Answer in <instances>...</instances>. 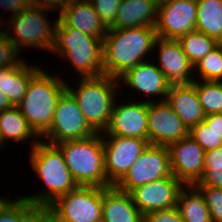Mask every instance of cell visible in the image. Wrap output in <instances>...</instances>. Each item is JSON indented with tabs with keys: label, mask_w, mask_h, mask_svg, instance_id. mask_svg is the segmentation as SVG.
<instances>
[{
	"label": "cell",
	"mask_w": 222,
	"mask_h": 222,
	"mask_svg": "<svg viewBox=\"0 0 222 222\" xmlns=\"http://www.w3.org/2000/svg\"><path fill=\"white\" fill-rule=\"evenodd\" d=\"M156 38L155 27L108 29L103 37L104 75L118 79L128 69L146 61L143 58L153 53Z\"/></svg>",
	"instance_id": "obj_1"
},
{
	"label": "cell",
	"mask_w": 222,
	"mask_h": 222,
	"mask_svg": "<svg viewBox=\"0 0 222 222\" xmlns=\"http://www.w3.org/2000/svg\"><path fill=\"white\" fill-rule=\"evenodd\" d=\"M68 1L69 0H32L35 6L52 8L54 11H58L57 9L60 10Z\"/></svg>",
	"instance_id": "obj_41"
},
{
	"label": "cell",
	"mask_w": 222,
	"mask_h": 222,
	"mask_svg": "<svg viewBox=\"0 0 222 222\" xmlns=\"http://www.w3.org/2000/svg\"><path fill=\"white\" fill-rule=\"evenodd\" d=\"M196 30L222 43V0H196Z\"/></svg>",
	"instance_id": "obj_26"
},
{
	"label": "cell",
	"mask_w": 222,
	"mask_h": 222,
	"mask_svg": "<svg viewBox=\"0 0 222 222\" xmlns=\"http://www.w3.org/2000/svg\"><path fill=\"white\" fill-rule=\"evenodd\" d=\"M188 60L195 66L220 43L205 33L194 30L178 39Z\"/></svg>",
	"instance_id": "obj_27"
},
{
	"label": "cell",
	"mask_w": 222,
	"mask_h": 222,
	"mask_svg": "<svg viewBox=\"0 0 222 222\" xmlns=\"http://www.w3.org/2000/svg\"><path fill=\"white\" fill-rule=\"evenodd\" d=\"M158 4H161V3H165V2H168V1H172V0H156Z\"/></svg>",
	"instance_id": "obj_44"
},
{
	"label": "cell",
	"mask_w": 222,
	"mask_h": 222,
	"mask_svg": "<svg viewBox=\"0 0 222 222\" xmlns=\"http://www.w3.org/2000/svg\"><path fill=\"white\" fill-rule=\"evenodd\" d=\"M204 168H222V146L205 152Z\"/></svg>",
	"instance_id": "obj_39"
},
{
	"label": "cell",
	"mask_w": 222,
	"mask_h": 222,
	"mask_svg": "<svg viewBox=\"0 0 222 222\" xmlns=\"http://www.w3.org/2000/svg\"><path fill=\"white\" fill-rule=\"evenodd\" d=\"M23 60L24 58H20V53L7 38L4 30L0 28V68L18 66Z\"/></svg>",
	"instance_id": "obj_34"
},
{
	"label": "cell",
	"mask_w": 222,
	"mask_h": 222,
	"mask_svg": "<svg viewBox=\"0 0 222 222\" xmlns=\"http://www.w3.org/2000/svg\"><path fill=\"white\" fill-rule=\"evenodd\" d=\"M11 198H3L0 196V212L12 201V199L10 200Z\"/></svg>",
	"instance_id": "obj_43"
},
{
	"label": "cell",
	"mask_w": 222,
	"mask_h": 222,
	"mask_svg": "<svg viewBox=\"0 0 222 222\" xmlns=\"http://www.w3.org/2000/svg\"><path fill=\"white\" fill-rule=\"evenodd\" d=\"M148 102L114 103L110 121L101 136H123L148 140ZM103 134V135H102Z\"/></svg>",
	"instance_id": "obj_14"
},
{
	"label": "cell",
	"mask_w": 222,
	"mask_h": 222,
	"mask_svg": "<svg viewBox=\"0 0 222 222\" xmlns=\"http://www.w3.org/2000/svg\"><path fill=\"white\" fill-rule=\"evenodd\" d=\"M204 196L212 222H222V189L211 186H196Z\"/></svg>",
	"instance_id": "obj_32"
},
{
	"label": "cell",
	"mask_w": 222,
	"mask_h": 222,
	"mask_svg": "<svg viewBox=\"0 0 222 222\" xmlns=\"http://www.w3.org/2000/svg\"><path fill=\"white\" fill-rule=\"evenodd\" d=\"M58 20L65 27H74L82 33L90 36L103 38L107 28L100 20L90 1L69 0L58 10Z\"/></svg>",
	"instance_id": "obj_19"
},
{
	"label": "cell",
	"mask_w": 222,
	"mask_h": 222,
	"mask_svg": "<svg viewBox=\"0 0 222 222\" xmlns=\"http://www.w3.org/2000/svg\"><path fill=\"white\" fill-rule=\"evenodd\" d=\"M97 133L86 121L76 99L66 89L57 101L51 127L41 136L56 145L67 140L84 139ZM49 140V141H48Z\"/></svg>",
	"instance_id": "obj_9"
},
{
	"label": "cell",
	"mask_w": 222,
	"mask_h": 222,
	"mask_svg": "<svg viewBox=\"0 0 222 222\" xmlns=\"http://www.w3.org/2000/svg\"><path fill=\"white\" fill-rule=\"evenodd\" d=\"M172 175L183 185H195L204 173L205 150L189 135L167 146Z\"/></svg>",
	"instance_id": "obj_13"
},
{
	"label": "cell",
	"mask_w": 222,
	"mask_h": 222,
	"mask_svg": "<svg viewBox=\"0 0 222 222\" xmlns=\"http://www.w3.org/2000/svg\"><path fill=\"white\" fill-rule=\"evenodd\" d=\"M189 136L193 138L205 152L222 146L220 136L210 129L204 121L192 127L189 130Z\"/></svg>",
	"instance_id": "obj_31"
},
{
	"label": "cell",
	"mask_w": 222,
	"mask_h": 222,
	"mask_svg": "<svg viewBox=\"0 0 222 222\" xmlns=\"http://www.w3.org/2000/svg\"><path fill=\"white\" fill-rule=\"evenodd\" d=\"M103 222H143V215L128 192L115 185L102 188Z\"/></svg>",
	"instance_id": "obj_21"
},
{
	"label": "cell",
	"mask_w": 222,
	"mask_h": 222,
	"mask_svg": "<svg viewBox=\"0 0 222 222\" xmlns=\"http://www.w3.org/2000/svg\"><path fill=\"white\" fill-rule=\"evenodd\" d=\"M143 222H184L178 208L172 207L159 211H152L143 216Z\"/></svg>",
	"instance_id": "obj_35"
},
{
	"label": "cell",
	"mask_w": 222,
	"mask_h": 222,
	"mask_svg": "<svg viewBox=\"0 0 222 222\" xmlns=\"http://www.w3.org/2000/svg\"><path fill=\"white\" fill-rule=\"evenodd\" d=\"M194 71L199 73L202 81H222V43L210 51L195 66ZM197 71V72H196Z\"/></svg>",
	"instance_id": "obj_29"
},
{
	"label": "cell",
	"mask_w": 222,
	"mask_h": 222,
	"mask_svg": "<svg viewBox=\"0 0 222 222\" xmlns=\"http://www.w3.org/2000/svg\"><path fill=\"white\" fill-rule=\"evenodd\" d=\"M171 176L167 146L149 144L115 186L129 193L138 186Z\"/></svg>",
	"instance_id": "obj_10"
},
{
	"label": "cell",
	"mask_w": 222,
	"mask_h": 222,
	"mask_svg": "<svg viewBox=\"0 0 222 222\" xmlns=\"http://www.w3.org/2000/svg\"><path fill=\"white\" fill-rule=\"evenodd\" d=\"M104 147V170L107 181L116 185L137 161L149 145L148 140L123 137L101 136Z\"/></svg>",
	"instance_id": "obj_11"
},
{
	"label": "cell",
	"mask_w": 222,
	"mask_h": 222,
	"mask_svg": "<svg viewBox=\"0 0 222 222\" xmlns=\"http://www.w3.org/2000/svg\"><path fill=\"white\" fill-rule=\"evenodd\" d=\"M196 0H172L158 4L157 37L178 40L196 30Z\"/></svg>",
	"instance_id": "obj_12"
},
{
	"label": "cell",
	"mask_w": 222,
	"mask_h": 222,
	"mask_svg": "<svg viewBox=\"0 0 222 222\" xmlns=\"http://www.w3.org/2000/svg\"><path fill=\"white\" fill-rule=\"evenodd\" d=\"M0 222H19V198L12 200L0 212Z\"/></svg>",
	"instance_id": "obj_37"
},
{
	"label": "cell",
	"mask_w": 222,
	"mask_h": 222,
	"mask_svg": "<svg viewBox=\"0 0 222 222\" xmlns=\"http://www.w3.org/2000/svg\"><path fill=\"white\" fill-rule=\"evenodd\" d=\"M31 167L44 183V192L24 196L32 204L51 205L58 197L76 189L78 184L65 163L61 150L42 139L30 151Z\"/></svg>",
	"instance_id": "obj_2"
},
{
	"label": "cell",
	"mask_w": 222,
	"mask_h": 222,
	"mask_svg": "<svg viewBox=\"0 0 222 222\" xmlns=\"http://www.w3.org/2000/svg\"><path fill=\"white\" fill-rule=\"evenodd\" d=\"M52 222H99L102 220V188L78 186L51 205Z\"/></svg>",
	"instance_id": "obj_8"
},
{
	"label": "cell",
	"mask_w": 222,
	"mask_h": 222,
	"mask_svg": "<svg viewBox=\"0 0 222 222\" xmlns=\"http://www.w3.org/2000/svg\"><path fill=\"white\" fill-rule=\"evenodd\" d=\"M184 185L173 175L132 189L129 194L133 203L144 216L152 211L177 206L180 189Z\"/></svg>",
	"instance_id": "obj_16"
},
{
	"label": "cell",
	"mask_w": 222,
	"mask_h": 222,
	"mask_svg": "<svg viewBox=\"0 0 222 222\" xmlns=\"http://www.w3.org/2000/svg\"><path fill=\"white\" fill-rule=\"evenodd\" d=\"M47 10L52 11L53 9L33 5L12 16L11 19H6L7 24L5 25L9 24L10 32L8 29L4 32L20 54L21 50H24L23 47H35L46 50L47 53L51 52L58 19L53 21V26H51L52 23L46 17Z\"/></svg>",
	"instance_id": "obj_7"
},
{
	"label": "cell",
	"mask_w": 222,
	"mask_h": 222,
	"mask_svg": "<svg viewBox=\"0 0 222 222\" xmlns=\"http://www.w3.org/2000/svg\"><path fill=\"white\" fill-rule=\"evenodd\" d=\"M19 222H52L50 205L32 204L19 196Z\"/></svg>",
	"instance_id": "obj_30"
},
{
	"label": "cell",
	"mask_w": 222,
	"mask_h": 222,
	"mask_svg": "<svg viewBox=\"0 0 222 222\" xmlns=\"http://www.w3.org/2000/svg\"><path fill=\"white\" fill-rule=\"evenodd\" d=\"M78 186L109 187L104 170V147L101 133L84 139L56 144Z\"/></svg>",
	"instance_id": "obj_5"
},
{
	"label": "cell",
	"mask_w": 222,
	"mask_h": 222,
	"mask_svg": "<svg viewBox=\"0 0 222 222\" xmlns=\"http://www.w3.org/2000/svg\"><path fill=\"white\" fill-rule=\"evenodd\" d=\"M32 0H0V7H4L13 13L12 16L32 7Z\"/></svg>",
	"instance_id": "obj_38"
},
{
	"label": "cell",
	"mask_w": 222,
	"mask_h": 222,
	"mask_svg": "<svg viewBox=\"0 0 222 222\" xmlns=\"http://www.w3.org/2000/svg\"><path fill=\"white\" fill-rule=\"evenodd\" d=\"M2 145H4V144H3L1 137H0V146L3 147Z\"/></svg>",
	"instance_id": "obj_45"
},
{
	"label": "cell",
	"mask_w": 222,
	"mask_h": 222,
	"mask_svg": "<svg viewBox=\"0 0 222 222\" xmlns=\"http://www.w3.org/2000/svg\"><path fill=\"white\" fill-rule=\"evenodd\" d=\"M39 66L25 63V59L13 67L0 68V91L13 106L22 100L31 78L40 70Z\"/></svg>",
	"instance_id": "obj_23"
},
{
	"label": "cell",
	"mask_w": 222,
	"mask_h": 222,
	"mask_svg": "<svg viewBox=\"0 0 222 222\" xmlns=\"http://www.w3.org/2000/svg\"><path fill=\"white\" fill-rule=\"evenodd\" d=\"M13 105L10 103L5 94L0 91V111L12 108Z\"/></svg>",
	"instance_id": "obj_42"
},
{
	"label": "cell",
	"mask_w": 222,
	"mask_h": 222,
	"mask_svg": "<svg viewBox=\"0 0 222 222\" xmlns=\"http://www.w3.org/2000/svg\"><path fill=\"white\" fill-rule=\"evenodd\" d=\"M58 75L40 69L16 106L40 137L51 127L57 101L67 89L66 81Z\"/></svg>",
	"instance_id": "obj_4"
},
{
	"label": "cell",
	"mask_w": 222,
	"mask_h": 222,
	"mask_svg": "<svg viewBox=\"0 0 222 222\" xmlns=\"http://www.w3.org/2000/svg\"><path fill=\"white\" fill-rule=\"evenodd\" d=\"M0 137L3 144L8 139L16 143L33 139L32 144H30L32 145L31 148L41 140V137L34 131L16 106L0 111Z\"/></svg>",
	"instance_id": "obj_24"
},
{
	"label": "cell",
	"mask_w": 222,
	"mask_h": 222,
	"mask_svg": "<svg viewBox=\"0 0 222 222\" xmlns=\"http://www.w3.org/2000/svg\"><path fill=\"white\" fill-rule=\"evenodd\" d=\"M195 186H211L222 189V168H204V173Z\"/></svg>",
	"instance_id": "obj_36"
},
{
	"label": "cell",
	"mask_w": 222,
	"mask_h": 222,
	"mask_svg": "<svg viewBox=\"0 0 222 222\" xmlns=\"http://www.w3.org/2000/svg\"><path fill=\"white\" fill-rule=\"evenodd\" d=\"M166 101L188 130L205 119L193 82L170 85Z\"/></svg>",
	"instance_id": "obj_20"
},
{
	"label": "cell",
	"mask_w": 222,
	"mask_h": 222,
	"mask_svg": "<svg viewBox=\"0 0 222 222\" xmlns=\"http://www.w3.org/2000/svg\"><path fill=\"white\" fill-rule=\"evenodd\" d=\"M204 122L222 139V113L206 115Z\"/></svg>",
	"instance_id": "obj_40"
},
{
	"label": "cell",
	"mask_w": 222,
	"mask_h": 222,
	"mask_svg": "<svg viewBox=\"0 0 222 222\" xmlns=\"http://www.w3.org/2000/svg\"><path fill=\"white\" fill-rule=\"evenodd\" d=\"M184 222H212L204 196L195 185H184L176 206Z\"/></svg>",
	"instance_id": "obj_25"
},
{
	"label": "cell",
	"mask_w": 222,
	"mask_h": 222,
	"mask_svg": "<svg viewBox=\"0 0 222 222\" xmlns=\"http://www.w3.org/2000/svg\"><path fill=\"white\" fill-rule=\"evenodd\" d=\"M147 61L140 62L135 67L128 69L118 80L121 84L139 91L148 96L159 95L161 99L155 101H165L168 95L170 83L164 76V73L158 68V65ZM163 96V97H162Z\"/></svg>",
	"instance_id": "obj_18"
},
{
	"label": "cell",
	"mask_w": 222,
	"mask_h": 222,
	"mask_svg": "<svg viewBox=\"0 0 222 222\" xmlns=\"http://www.w3.org/2000/svg\"><path fill=\"white\" fill-rule=\"evenodd\" d=\"M121 1L122 0H90V3L107 29L114 25Z\"/></svg>",
	"instance_id": "obj_33"
},
{
	"label": "cell",
	"mask_w": 222,
	"mask_h": 222,
	"mask_svg": "<svg viewBox=\"0 0 222 222\" xmlns=\"http://www.w3.org/2000/svg\"><path fill=\"white\" fill-rule=\"evenodd\" d=\"M189 135L167 101L148 102V142L152 145L168 146Z\"/></svg>",
	"instance_id": "obj_15"
},
{
	"label": "cell",
	"mask_w": 222,
	"mask_h": 222,
	"mask_svg": "<svg viewBox=\"0 0 222 222\" xmlns=\"http://www.w3.org/2000/svg\"><path fill=\"white\" fill-rule=\"evenodd\" d=\"M158 47V68L172 84L192 83L195 79L194 65L188 60L178 40L157 37L154 48Z\"/></svg>",
	"instance_id": "obj_17"
},
{
	"label": "cell",
	"mask_w": 222,
	"mask_h": 222,
	"mask_svg": "<svg viewBox=\"0 0 222 222\" xmlns=\"http://www.w3.org/2000/svg\"><path fill=\"white\" fill-rule=\"evenodd\" d=\"M51 53L69 60L81 78L104 75L103 38L82 33L74 27H65L59 20Z\"/></svg>",
	"instance_id": "obj_3"
},
{
	"label": "cell",
	"mask_w": 222,
	"mask_h": 222,
	"mask_svg": "<svg viewBox=\"0 0 222 222\" xmlns=\"http://www.w3.org/2000/svg\"><path fill=\"white\" fill-rule=\"evenodd\" d=\"M205 115L222 113V82L193 81Z\"/></svg>",
	"instance_id": "obj_28"
},
{
	"label": "cell",
	"mask_w": 222,
	"mask_h": 222,
	"mask_svg": "<svg viewBox=\"0 0 222 222\" xmlns=\"http://www.w3.org/2000/svg\"><path fill=\"white\" fill-rule=\"evenodd\" d=\"M158 3L156 0H122L114 25L109 29L155 27Z\"/></svg>",
	"instance_id": "obj_22"
},
{
	"label": "cell",
	"mask_w": 222,
	"mask_h": 222,
	"mask_svg": "<svg viewBox=\"0 0 222 222\" xmlns=\"http://www.w3.org/2000/svg\"><path fill=\"white\" fill-rule=\"evenodd\" d=\"M77 89L67 84V90L76 99L88 124L96 132H104L107 128L114 103L119 80L102 75L100 77L80 78Z\"/></svg>",
	"instance_id": "obj_6"
}]
</instances>
